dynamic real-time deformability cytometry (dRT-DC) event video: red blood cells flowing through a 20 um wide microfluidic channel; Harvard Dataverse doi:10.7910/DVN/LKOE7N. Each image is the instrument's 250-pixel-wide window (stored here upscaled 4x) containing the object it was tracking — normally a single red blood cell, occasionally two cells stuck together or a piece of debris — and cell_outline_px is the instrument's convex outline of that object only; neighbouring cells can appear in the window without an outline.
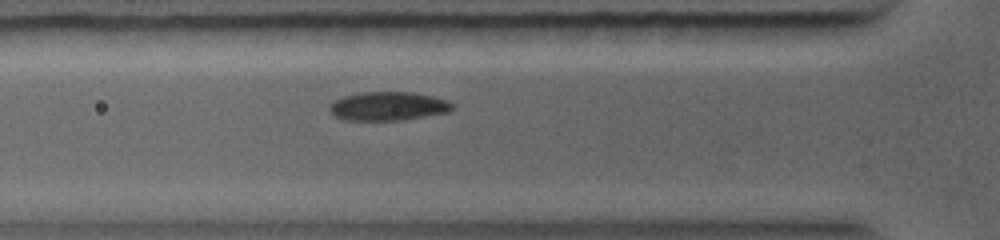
{"species": "common noctule bat (a hibernating species)", "species_latin": "Nyctalus noctula", "temperature_condition": "warm", "stored_images_in_passage": 11, "camera_frame_rate_fps": 5000, "um_per_image_px": 0.085, "animal": {"sex": "female", "body_mass_g": 19.0, "forearm_length_mm": 56.7}, "frame": {"image": 1, "passage_image": 4, "time_ms": 1.4, "image_size_px": [1000, 240], "cell_outline_px": [[456, 108], [448, 112], [404, 120], [344, 120], [336, 116], [328, 108], [328, 104], [344, 96], [360, 92], [412, 92], [432, 96], [448, 100]], "centroid_in_image_um": [33.01, 9.02], "position_along_channel_um": 92.8, "area_um2": 20.63}}
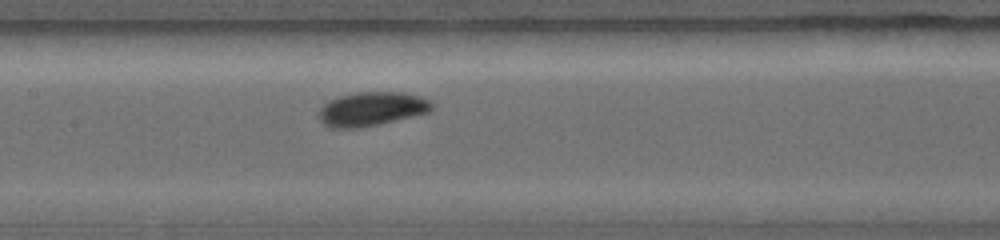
{"frame": {"image": 2, "passage_image": 11, "time_ms": 3.0, "image_size_px": [1000, 240], "cell_outline_px": [[436, 104], [428, 112], [380, 124], [360, 128], [332, 128], [324, 124], [320, 120], [320, 108], [328, 100], [336, 96], [356, 92], [400, 92], [420, 96]], "centroid_in_image_um": [31.58, 9.25], "position_along_channel_um": 175.8, "area_um2": 22.43}}